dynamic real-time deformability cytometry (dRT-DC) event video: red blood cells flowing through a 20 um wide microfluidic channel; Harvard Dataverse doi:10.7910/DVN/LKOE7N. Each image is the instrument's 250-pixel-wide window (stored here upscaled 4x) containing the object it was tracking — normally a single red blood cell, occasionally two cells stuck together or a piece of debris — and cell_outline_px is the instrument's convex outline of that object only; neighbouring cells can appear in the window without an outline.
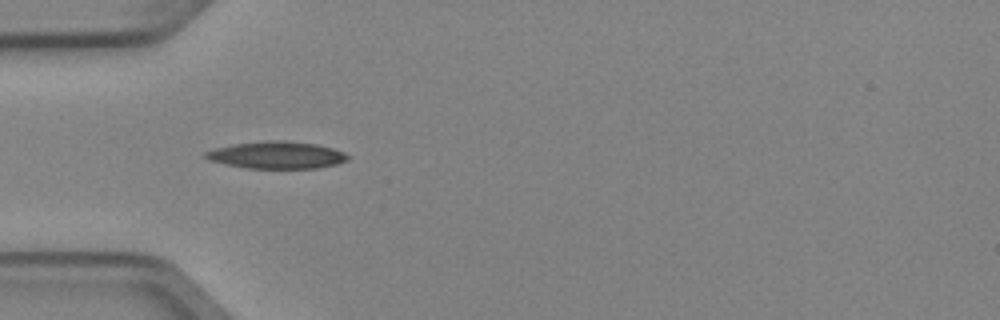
{"species": "Egyptian fruit bat (a non-hibernating species)", "species_latin": "Rousettus aegyptiacus", "temperature_condition": "cold", "stored_images_in_passage": 3, "camera_frame_rate_fps": 3000, "um_per_image_px": 0.085, "animal": {"sex": "female"}, "frame": {"image": 1, "passage_image": 1, "time_ms": 0.0, "image_size_px": [1000, 320], "cell_outline_px": [[348, 160], [336, 164], [316, 168], [248, 168], [208, 160], [204, 156], [204, 152], [216, 148], [232, 144], [264, 140], [288, 140], [316, 144], [332, 148], [344, 152], [348, 156]], "centroid_in_image_um": [23.51, 13.16], "position_along_channel_um": 61.5, "area_um2": 22.48}}
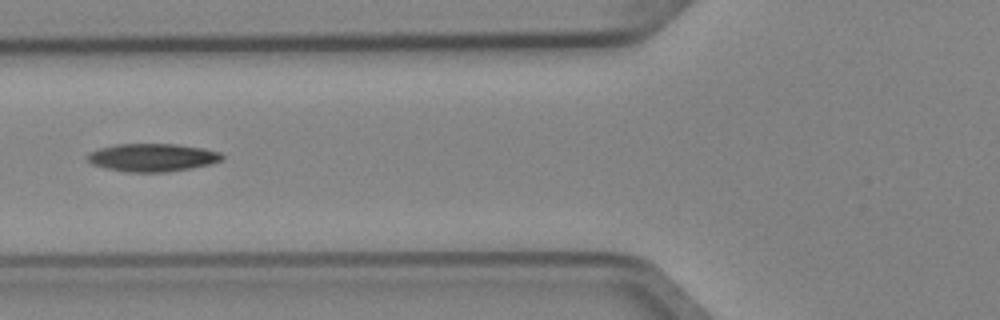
{"frame": {"image": 2, "passage_image": 2, "time_ms": 0.333, "image_size_px": [1000, 320], "cell_outline_px": [[224, 156], [220, 160], [212, 164], [192, 168], [164, 172], [128, 172], [108, 168], [92, 164], [88, 160], [88, 152], [100, 148], [116, 144], [176, 144], [204, 148], [220, 152]], "centroid_in_image_um": [12.98, 13.38], "position_along_channel_um": 112.8, "area_um2": 21.85}}
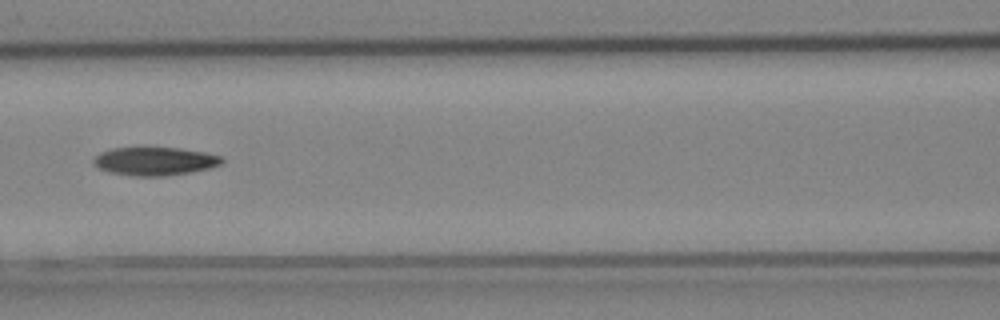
{"frame": {"image": 3, "passage_image": 3, "time_ms": 0.667, "image_size_px": [1000, 320], "cell_outline_px": [[224, 160], [220, 164], [208, 168], [188, 172], [164, 176], [136, 176], [112, 172], [100, 168], [92, 164], [92, 160], [100, 152], [112, 148], [140, 144], [180, 148], [204, 152], [220, 156]], "centroid_in_image_um": [13.09, 13.64], "position_along_channel_um": 153.5, "area_um2": 21.79}}